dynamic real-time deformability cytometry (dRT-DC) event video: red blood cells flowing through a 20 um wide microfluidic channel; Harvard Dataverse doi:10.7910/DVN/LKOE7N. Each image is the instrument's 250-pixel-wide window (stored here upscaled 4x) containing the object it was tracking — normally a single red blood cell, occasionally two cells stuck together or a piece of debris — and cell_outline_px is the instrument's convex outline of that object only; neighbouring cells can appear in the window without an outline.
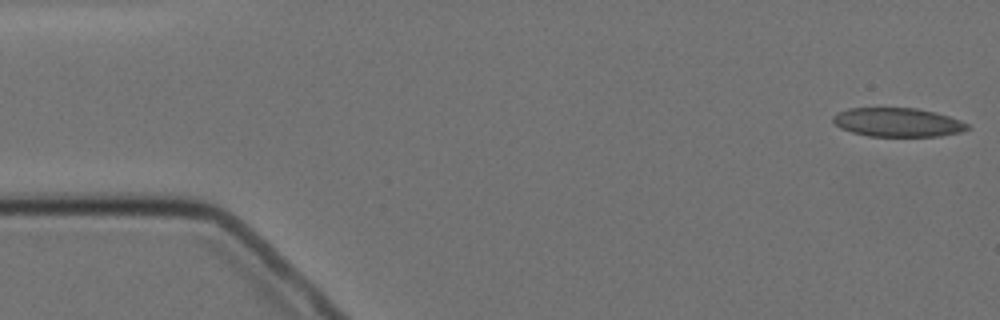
{"species": "Egyptian fruit bat (a non-hibernating species)", "species_latin": "Rousettus aegyptiacus", "temperature_condition": "cold", "stored_images_in_passage": 8, "camera_frame_rate_fps": 3000, "um_per_image_px": 0.085, "animal": {"sex": "female"}, "frame": {"image": 1, "passage_image": 1, "time_ms": 0.0, "image_size_px": [1000, 320], "cell_outline_px": [[972, 128], [960, 132], [940, 136], [868, 136], [852, 132], [840, 128], [832, 120], [832, 116], [836, 112], [848, 108], [916, 108], [936, 112], [960, 120], [968, 124]], "centroid_in_image_um": [76.29, 10.39], "position_along_channel_um": 8.7, "area_um2": 22.72}}
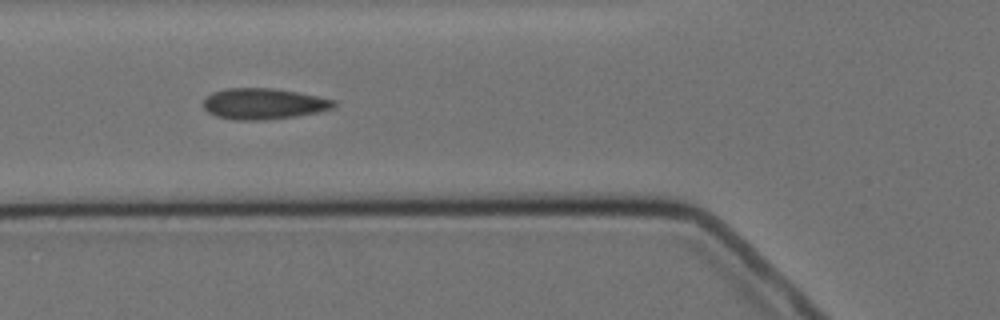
{"frame": {"image": 2, "passage_image": 6, "time_ms": 6.0, "image_size_px": [1000, 320], "cell_outline_px": [[336, 108], [320, 112], [296, 116], [264, 120], [232, 120], [216, 116], [208, 112], [204, 108], [204, 100], [212, 92], [228, 88], [272, 88], [296, 92], [336, 100]], "centroid_in_image_um": [22.43, 8.83], "position_along_channel_um": 103.4, "area_um2": 23.64}}
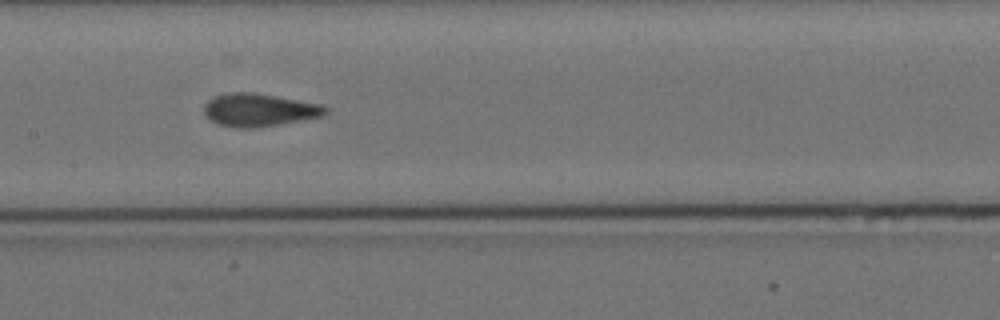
{"frame": {"image": 3, "passage_image": 8, "time_ms": 8.333, "image_size_px": [1000, 320], "cell_outline_px": [[328, 112], [324, 116], [252, 128], [232, 128], [216, 124], [204, 112], [204, 104], [212, 96], [224, 92], [256, 92], [320, 104], [328, 108]], "centroid_in_image_um": [21.98, 9.33], "position_along_channel_um": 185.4, "area_um2": 23.41}}